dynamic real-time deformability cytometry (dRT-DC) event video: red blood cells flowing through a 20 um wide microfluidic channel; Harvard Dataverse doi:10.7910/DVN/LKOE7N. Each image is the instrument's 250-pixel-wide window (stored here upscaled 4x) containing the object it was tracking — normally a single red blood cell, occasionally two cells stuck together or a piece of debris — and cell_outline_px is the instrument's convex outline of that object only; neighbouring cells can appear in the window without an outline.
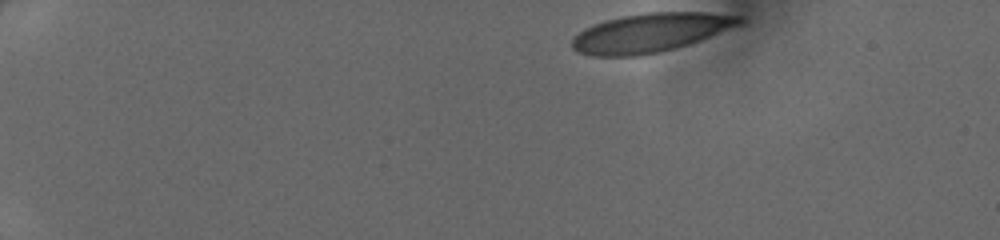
{"species": "human", "species_latin": "Homo sapiens", "temperature_condition": "cold", "stored_images_in_passage": 41, "camera_frame_rate_fps": 3000, "um_per_image_px": 0.085, "donor": {"sex": "female"}, "frame": {"image": 1, "passage_image": 1, "time_ms": 0.0, "image_size_px": [1000, 240], "cell_outline_px": [[744, 24], [700, 40], [676, 48], [636, 56], [592, 56], [576, 52], [572, 48], [572, 36], [584, 28], [604, 20], [620, 16], [648, 12], [708, 12], [744, 16]], "centroid_in_image_um": [55.29, 2.77], "position_along_channel_um": 29.7, "area_um2": 38.32}}
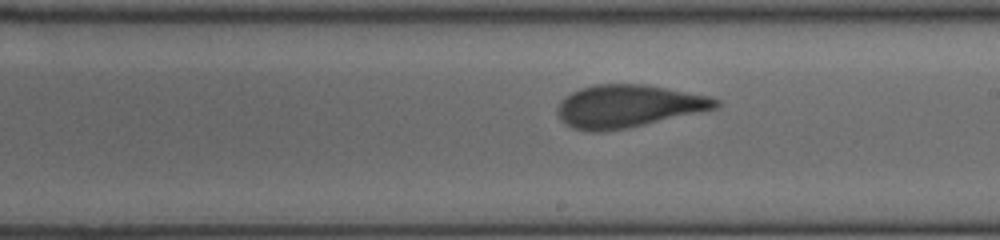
{"frame": {"image": 2, "passage_image": 23, "time_ms": 7.333, "image_size_px": [1000, 240], "cell_outline_px": [[720, 104], [716, 108], [700, 112], [624, 128], [600, 132], [592, 132], [576, 128], [568, 124], [556, 112], [556, 108], [560, 100], [572, 92], [580, 88], [596, 84], [644, 84], [712, 96], [720, 100]], "centroid_in_image_um": [53.41, 9.0], "position_along_channel_um": 235.6, "area_um2": 38.9}}
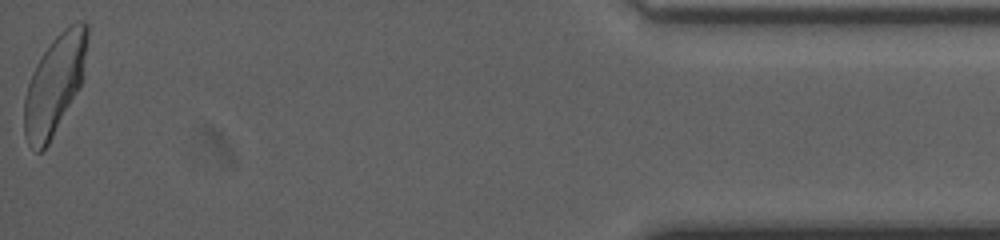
{"frame": {"image": 3, "passage_image": 41, "time_ms": 13.333, "image_size_px": [1000, 240], "cell_outline_px": [[88, 40], [84, 80], [80, 88], [48, 144], [40, 152], [36, 152], [28, 144], [24, 136], [24, 96], [32, 72], [36, 64], [52, 40], [68, 24], [76, 20], [84, 20], [88, 24]], "centroid_in_image_um": [4.67, 7.14], "position_along_channel_um": 430.5, "area_um2": 36.93}}